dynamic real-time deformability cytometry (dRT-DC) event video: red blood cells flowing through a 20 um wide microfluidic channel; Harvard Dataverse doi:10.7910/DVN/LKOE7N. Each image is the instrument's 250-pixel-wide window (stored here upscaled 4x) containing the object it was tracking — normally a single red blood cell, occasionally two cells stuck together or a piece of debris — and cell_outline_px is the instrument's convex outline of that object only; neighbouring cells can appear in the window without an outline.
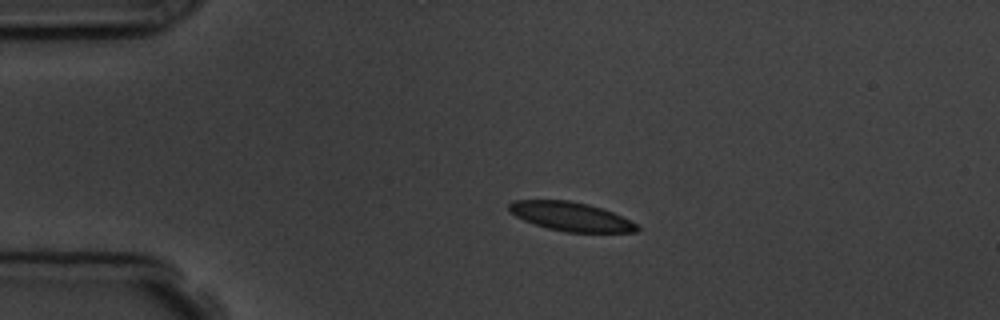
{"species": "common noctule bat (a hibernating species)", "species_latin": "Nyctalus noctula", "temperature_condition": "room temperature", "stored_images_in_passage": 2, "camera_frame_rate_fps": 3000, "um_per_image_px": 0.085, "animal": {"sex": "male", "body_mass_g": 19.5, "forearm_length_mm": 54.6}, "frame": {"image": 1, "passage_image": 1, "time_ms": 0.0, "image_size_px": [1000, 320], "cell_outline_px": [[640, 228], [636, 232], [564, 232], [548, 228], [524, 220], [508, 212], [508, 204], [512, 200], [568, 200], [588, 204], [612, 212], [640, 224]], "centroid_in_image_um": [48.53, 18.4], "position_along_channel_um": 36.5, "area_um2": 21.62}}